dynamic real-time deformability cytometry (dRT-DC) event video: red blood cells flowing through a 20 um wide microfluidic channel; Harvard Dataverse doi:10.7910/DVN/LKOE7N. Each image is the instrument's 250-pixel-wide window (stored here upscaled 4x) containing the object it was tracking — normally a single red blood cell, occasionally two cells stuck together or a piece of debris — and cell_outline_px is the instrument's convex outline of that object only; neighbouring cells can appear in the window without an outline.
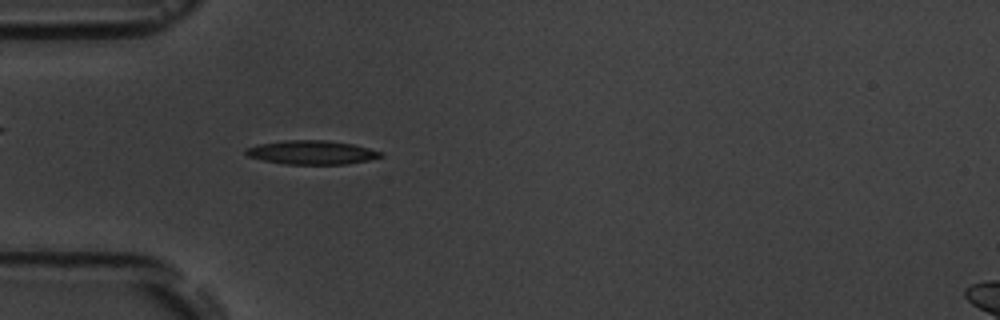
{"species": "common noctule bat (a hibernating species)", "species_latin": "Nyctalus noctula", "temperature_condition": "room temperature", "stored_images_in_passage": 4, "camera_frame_rate_fps": 3000, "um_per_image_px": 0.085, "animal": {"sex": "male", "body_mass_g": 19.5, "forearm_length_mm": 54.6}, "frame": {"image": 1, "passage_image": 4, "time_ms": 3.333, "image_size_px": [1000, 320], "cell_outline_px": [[384, 156], [368, 160], [348, 164], [284, 164], [264, 160], [248, 156], [244, 152], [248, 148], [256, 144], [284, 140], [324, 140], [352, 144], [384, 152]], "centroid_in_image_um": [26.51, 12.95], "position_along_channel_um": 58.5, "area_um2": 18.73}}